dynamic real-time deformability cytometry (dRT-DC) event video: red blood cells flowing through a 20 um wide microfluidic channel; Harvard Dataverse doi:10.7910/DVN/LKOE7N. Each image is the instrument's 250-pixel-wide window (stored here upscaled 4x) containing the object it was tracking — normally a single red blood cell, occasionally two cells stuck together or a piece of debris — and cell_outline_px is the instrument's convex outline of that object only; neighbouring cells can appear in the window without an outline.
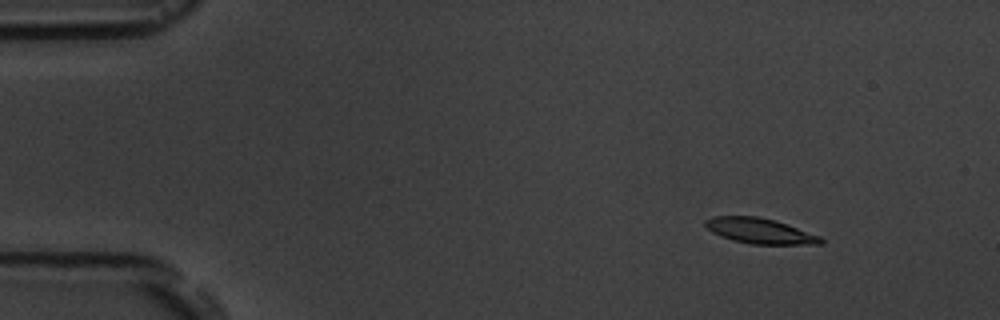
{"species": "common noctule bat (a hibernating species)", "species_latin": "Nyctalus noctula", "temperature_condition": "room temperature", "stored_images_in_passage": 4, "camera_frame_rate_fps": 3000, "um_per_image_px": 0.085, "animal": {"sex": "male", "body_mass_g": 19.5, "forearm_length_mm": 54.6}, "frame": {"image": 1, "passage_image": 2, "time_ms": 1.0, "image_size_px": [1000, 320], "cell_outline_px": [[824, 244], [752, 244], [732, 240], [720, 236], [712, 232], [704, 224], [704, 220], [712, 216], [756, 216], [776, 220], [788, 224], [820, 236], [824, 240]], "centroid_in_image_um": [64.59, 19.62], "position_along_channel_um": 20.4, "area_um2": 17.17}}
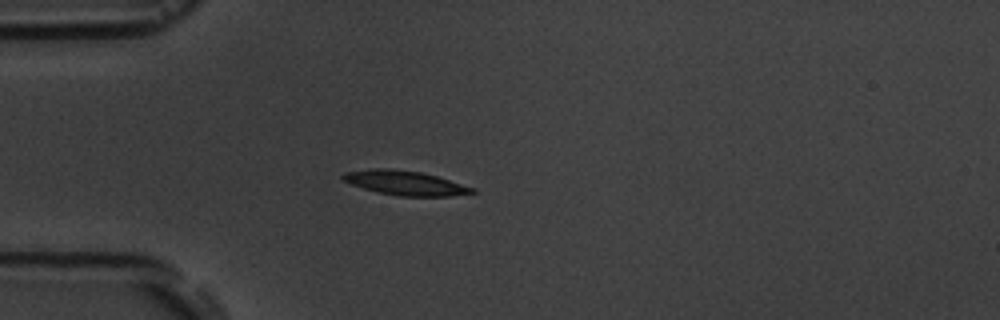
{"frame": {"image": 2, "passage_image": 4, "time_ms": 4.0, "image_size_px": [1000, 320], "cell_outline_px": [[476, 192], [448, 196], [400, 196], [376, 192], [352, 184], [344, 180], [340, 176], [344, 172], [376, 168], [388, 168], [420, 172], [436, 176], [476, 188]], "centroid_in_image_um": [34.43, 15.55], "position_along_channel_um": 50.6, "area_um2": 18.21}}